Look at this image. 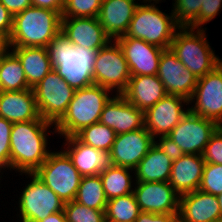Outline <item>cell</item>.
Returning <instances> with one entry per match:
<instances>
[{
    "label": "cell",
    "instance_id": "cell-1",
    "mask_svg": "<svg viewBox=\"0 0 222 222\" xmlns=\"http://www.w3.org/2000/svg\"><path fill=\"white\" fill-rule=\"evenodd\" d=\"M50 129H52L50 131ZM57 135L55 124L42 119L15 122L10 137V172L34 173L48 158L49 135ZM49 144V146H48ZM51 149V150H50Z\"/></svg>",
    "mask_w": 222,
    "mask_h": 222
},
{
    "label": "cell",
    "instance_id": "cell-2",
    "mask_svg": "<svg viewBox=\"0 0 222 222\" xmlns=\"http://www.w3.org/2000/svg\"><path fill=\"white\" fill-rule=\"evenodd\" d=\"M46 49L52 68L72 88L76 90L94 84L93 65L96 50L74 46L62 32Z\"/></svg>",
    "mask_w": 222,
    "mask_h": 222
},
{
    "label": "cell",
    "instance_id": "cell-3",
    "mask_svg": "<svg viewBox=\"0 0 222 222\" xmlns=\"http://www.w3.org/2000/svg\"><path fill=\"white\" fill-rule=\"evenodd\" d=\"M62 11L28 7L14 16L8 47H47L61 32Z\"/></svg>",
    "mask_w": 222,
    "mask_h": 222
},
{
    "label": "cell",
    "instance_id": "cell-4",
    "mask_svg": "<svg viewBox=\"0 0 222 222\" xmlns=\"http://www.w3.org/2000/svg\"><path fill=\"white\" fill-rule=\"evenodd\" d=\"M114 94L100 85L76 89L67 112L55 124L56 134L75 136L83 128L99 122L104 105Z\"/></svg>",
    "mask_w": 222,
    "mask_h": 222
},
{
    "label": "cell",
    "instance_id": "cell-5",
    "mask_svg": "<svg viewBox=\"0 0 222 222\" xmlns=\"http://www.w3.org/2000/svg\"><path fill=\"white\" fill-rule=\"evenodd\" d=\"M161 2L142 1L136 8L125 35L147 43L169 49L175 32L180 28L174 14L163 12L157 4Z\"/></svg>",
    "mask_w": 222,
    "mask_h": 222
},
{
    "label": "cell",
    "instance_id": "cell-6",
    "mask_svg": "<svg viewBox=\"0 0 222 222\" xmlns=\"http://www.w3.org/2000/svg\"><path fill=\"white\" fill-rule=\"evenodd\" d=\"M206 30L180 27L170 45L180 62L198 79L214 70L219 58L210 46Z\"/></svg>",
    "mask_w": 222,
    "mask_h": 222
},
{
    "label": "cell",
    "instance_id": "cell-7",
    "mask_svg": "<svg viewBox=\"0 0 222 222\" xmlns=\"http://www.w3.org/2000/svg\"><path fill=\"white\" fill-rule=\"evenodd\" d=\"M23 175L25 179L26 177L30 179L24 183L25 186L17 198L19 210L16 217L19 218V222H39L53 213L64 210L65 203L34 173H23Z\"/></svg>",
    "mask_w": 222,
    "mask_h": 222
},
{
    "label": "cell",
    "instance_id": "cell-8",
    "mask_svg": "<svg viewBox=\"0 0 222 222\" xmlns=\"http://www.w3.org/2000/svg\"><path fill=\"white\" fill-rule=\"evenodd\" d=\"M34 174L64 203L75 200L82 175L63 149L52 150Z\"/></svg>",
    "mask_w": 222,
    "mask_h": 222
},
{
    "label": "cell",
    "instance_id": "cell-9",
    "mask_svg": "<svg viewBox=\"0 0 222 222\" xmlns=\"http://www.w3.org/2000/svg\"><path fill=\"white\" fill-rule=\"evenodd\" d=\"M94 84L122 94L131 78L128 63L116 40L109 41L97 51L93 65Z\"/></svg>",
    "mask_w": 222,
    "mask_h": 222
},
{
    "label": "cell",
    "instance_id": "cell-10",
    "mask_svg": "<svg viewBox=\"0 0 222 222\" xmlns=\"http://www.w3.org/2000/svg\"><path fill=\"white\" fill-rule=\"evenodd\" d=\"M36 105L42 119L56 124L67 112L75 89L52 69L33 88Z\"/></svg>",
    "mask_w": 222,
    "mask_h": 222
},
{
    "label": "cell",
    "instance_id": "cell-11",
    "mask_svg": "<svg viewBox=\"0 0 222 222\" xmlns=\"http://www.w3.org/2000/svg\"><path fill=\"white\" fill-rule=\"evenodd\" d=\"M189 111L218 126L222 123V73L217 67L198 79L189 100Z\"/></svg>",
    "mask_w": 222,
    "mask_h": 222
},
{
    "label": "cell",
    "instance_id": "cell-12",
    "mask_svg": "<svg viewBox=\"0 0 222 222\" xmlns=\"http://www.w3.org/2000/svg\"><path fill=\"white\" fill-rule=\"evenodd\" d=\"M218 127L214 121L189 111L167 136L184 154L202 155L210 136Z\"/></svg>",
    "mask_w": 222,
    "mask_h": 222
},
{
    "label": "cell",
    "instance_id": "cell-13",
    "mask_svg": "<svg viewBox=\"0 0 222 222\" xmlns=\"http://www.w3.org/2000/svg\"><path fill=\"white\" fill-rule=\"evenodd\" d=\"M188 112L187 99L167 94L144 112L145 128L154 139L167 136Z\"/></svg>",
    "mask_w": 222,
    "mask_h": 222
},
{
    "label": "cell",
    "instance_id": "cell-14",
    "mask_svg": "<svg viewBox=\"0 0 222 222\" xmlns=\"http://www.w3.org/2000/svg\"><path fill=\"white\" fill-rule=\"evenodd\" d=\"M157 76L166 94L180 96L188 101L196 88L198 78L176 57L172 50L164 49L159 61Z\"/></svg>",
    "mask_w": 222,
    "mask_h": 222
},
{
    "label": "cell",
    "instance_id": "cell-15",
    "mask_svg": "<svg viewBox=\"0 0 222 222\" xmlns=\"http://www.w3.org/2000/svg\"><path fill=\"white\" fill-rule=\"evenodd\" d=\"M154 143L145 127L117 134L110 151L113 165L134 170Z\"/></svg>",
    "mask_w": 222,
    "mask_h": 222
},
{
    "label": "cell",
    "instance_id": "cell-16",
    "mask_svg": "<svg viewBox=\"0 0 222 222\" xmlns=\"http://www.w3.org/2000/svg\"><path fill=\"white\" fill-rule=\"evenodd\" d=\"M133 193L141 212L179 213V195L169 182H135Z\"/></svg>",
    "mask_w": 222,
    "mask_h": 222
},
{
    "label": "cell",
    "instance_id": "cell-17",
    "mask_svg": "<svg viewBox=\"0 0 222 222\" xmlns=\"http://www.w3.org/2000/svg\"><path fill=\"white\" fill-rule=\"evenodd\" d=\"M115 40L123 51L131 76L157 75L164 49L132 37H118Z\"/></svg>",
    "mask_w": 222,
    "mask_h": 222
},
{
    "label": "cell",
    "instance_id": "cell-18",
    "mask_svg": "<svg viewBox=\"0 0 222 222\" xmlns=\"http://www.w3.org/2000/svg\"><path fill=\"white\" fill-rule=\"evenodd\" d=\"M99 122L116 134L145 127L144 111L127 101L121 94H114L104 105Z\"/></svg>",
    "mask_w": 222,
    "mask_h": 222
},
{
    "label": "cell",
    "instance_id": "cell-19",
    "mask_svg": "<svg viewBox=\"0 0 222 222\" xmlns=\"http://www.w3.org/2000/svg\"><path fill=\"white\" fill-rule=\"evenodd\" d=\"M61 146L71 158L74 167L82 176L99 175L113 166L110 152L102 151L81 142L76 136L64 137Z\"/></svg>",
    "mask_w": 222,
    "mask_h": 222
},
{
    "label": "cell",
    "instance_id": "cell-20",
    "mask_svg": "<svg viewBox=\"0 0 222 222\" xmlns=\"http://www.w3.org/2000/svg\"><path fill=\"white\" fill-rule=\"evenodd\" d=\"M61 32L74 46L98 51L112 39L105 33L97 17L62 18Z\"/></svg>",
    "mask_w": 222,
    "mask_h": 222
},
{
    "label": "cell",
    "instance_id": "cell-21",
    "mask_svg": "<svg viewBox=\"0 0 222 222\" xmlns=\"http://www.w3.org/2000/svg\"><path fill=\"white\" fill-rule=\"evenodd\" d=\"M178 217L183 222H221L217 196L195 190L179 197Z\"/></svg>",
    "mask_w": 222,
    "mask_h": 222
},
{
    "label": "cell",
    "instance_id": "cell-22",
    "mask_svg": "<svg viewBox=\"0 0 222 222\" xmlns=\"http://www.w3.org/2000/svg\"><path fill=\"white\" fill-rule=\"evenodd\" d=\"M141 0H102L98 20L112 39L125 35Z\"/></svg>",
    "mask_w": 222,
    "mask_h": 222
},
{
    "label": "cell",
    "instance_id": "cell-23",
    "mask_svg": "<svg viewBox=\"0 0 222 222\" xmlns=\"http://www.w3.org/2000/svg\"><path fill=\"white\" fill-rule=\"evenodd\" d=\"M205 161L200 154H184L172 162L170 185L181 196L198 190Z\"/></svg>",
    "mask_w": 222,
    "mask_h": 222
},
{
    "label": "cell",
    "instance_id": "cell-24",
    "mask_svg": "<svg viewBox=\"0 0 222 222\" xmlns=\"http://www.w3.org/2000/svg\"><path fill=\"white\" fill-rule=\"evenodd\" d=\"M32 89L0 91V117L12 123L36 120L39 117Z\"/></svg>",
    "mask_w": 222,
    "mask_h": 222
},
{
    "label": "cell",
    "instance_id": "cell-25",
    "mask_svg": "<svg viewBox=\"0 0 222 222\" xmlns=\"http://www.w3.org/2000/svg\"><path fill=\"white\" fill-rule=\"evenodd\" d=\"M121 95L145 112L167 94L157 75H137L131 76L126 90Z\"/></svg>",
    "mask_w": 222,
    "mask_h": 222
},
{
    "label": "cell",
    "instance_id": "cell-26",
    "mask_svg": "<svg viewBox=\"0 0 222 222\" xmlns=\"http://www.w3.org/2000/svg\"><path fill=\"white\" fill-rule=\"evenodd\" d=\"M18 57L27 83L34 88L53 68L45 47H9Z\"/></svg>",
    "mask_w": 222,
    "mask_h": 222
},
{
    "label": "cell",
    "instance_id": "cell-27",
    "mask_svg": "<svg viewBox=\"0 0 222 222\" xmlns=\"http://www.w3.org/2000/svg\"><path fill=\"white\" fill-rule=\"evenodd\" d=\"M172 162L154 143L134 169L135 182H168Z\"/></svg>",
    "mask_w": 222,
    "mask_h": 222
},
{
    "label": "cell",
    "instance_id": "cell-28",
    "mask_svg": "<svg viewBox=\"0 0 222 222\" xmlns=\"http://www.w3.org/2000/svg\"><path fill=\"white\" fill-rule=\"evenodd\" d=\"M134 170L113 165L99 175L107 200L133 193L135 185Z\"/></svg>",
    "mask_w": 222,
    "mask_h": 222
},
{
    "label": "cell",
    "instance_id": "cell-29",
    "mask_svg": "<svg viewBox=\"0 0 222 222\" xmlns=\"http://www.w3.org/2000/svg\"><path fill=\"white\" fill-rule=\"evenodd\" d=\"M32 89L28 83L18 57L8 49L0 61V91H22Z\"/></svg>",
    "mask_w": 222,
    "mask_h": 222
},
{
    "label": "cell",
    "instance_id": "cell-30",
    "mask_svg": "<svg viewBox=\"0 0 222 222\" xmlns=\"http://www.w3.org/2000/svg\"><path fill=\"white\" fill-rule=\"evenodd\" d=\"M74 201L95 210H106L108 200L100 175L82 176Z\"/></svg>",
    "mask_w": 222,
    "mask_h": 222
},
{
    "label": "cell",
    "instance_id": "cell-31",
    "mask_svg": "<svg viewBox=\"0 0 222 222\" xmlns=\"http://www.w3.org/2000/svg\"><path fill=\"white\" fill-rule=\"evenodd\" d=\"M140 213L134 193L108 200L105 210L106 221L134 222Z\"/></svg>",
    "mask_w": 222,
    "mask_h": 222
},
{
    "label": "cell",
    "instance_id": "cell-32",
    "mask_svg": "<svg viewBox=\"0 0 222 222\" xmlns=\"http://www.w3.org/2000/svg\"><path fill=\"white\" fill-rule=\"evenodd\" d=\"M116 133L101 122H96L83 128L75 136L84 144L93 148L110 152L116 138Z\"/></svg>",
    "mask_w": 222,
    "mask_h": 222
},
{
    "label": "cell",
    "instance_id": "cell-33",
    "mask_svg": "<svg viewBox=\"0 0 222 222\" xmlns=\"http://www.w3.org/2000/svg\"><path fill=\"white\" fill-rule=\"evenodd\" d=\"M66 222H105V210H95L70 201L64 205Z\"/></svg>",
    "mask_w": 222,
    "mask_h": 222
},
{
    "label": "cell",
    "instance_id": "cell-34",
    "mask_svg": "<svg viewBox=\"0 0 222 222\" xmlns=\"http://www.w3.org/2000/svg\"><path fill=\"white\" fill-rule=\"evenodd\" d=\"M172 12L180 27H189L199 16L204 0H172Z\"/></svg>",
    "mask_w": 222,
    "mask_h": 222
},
{
    "label": "cell",
    "instance_id": "cell-35",
    "mask_svg": "<svg viewBox=\"0 0 222 222\" xmlns=\"http://www.w3.org/2000/svg\"><path fill=\"white\" fill-rule=\"evenodd\" d=\"M102 0H67L64 3L62 18L98 17Z\"/></svg>",
    "mask_w": 222,
    "mask_h": 222
},
{
    "label": "cell",
    "instance_id": "cell-36",
    "mask_svg": "<svg viewBox=\"0 0 222 222\" xmlns=\"http://www.w3.org/2000/svg\"><path fill=\"white\" fill-rule=\"evenodd\" d=\"M199 190L218 196L222 194V165L205 163Z\"/></svg>",
    "mask_w": 222,
    "mask_h": 222
},
{
    "label": "cell",
    "instance_id": "cell-37",
    "mask_svg": "<svg viewBox=\"0 0 222 222\" xmlns=\"http://www.w3.org/2000/svg\"><path fill=\"white\" fill-rule=\"evenodd\" d=\"M13 123L0 117V172L10 171V137ZM6 169V170H5Z\"/></svg>",
    "mask_w": 222,
    "mask_h": 222
},
{
    "label": "cell",
    "instance_id": "cell-38",
    "mask_svg": "<svg viewBox=\"0 0 222 222\" xmlns=\"http://www.w3.org/2000/svg\"><path fill=\"white\" fill-rule=\"evenodd\" d=\"M222 9V0H204L198 18L189 26L193 29H208L205 24L210 23Z\"/></svg>",
    "mask_w": 222,
    "mask_h": 222
},
{
    "label": "cell",
    "instance_id": "cell-39",
    "mask_svg": "<svg viewBox=\"0 0 222 222\" xmlns=\"http://www.w3.org/2000/svg\"><path fill=\"white\" fill-rule=\"evenodd\" d=\"M205 163L222 165V129L218 127L210 136L209 142L202 153Z\"/></svg>",
    "mask_w": 222,
    "mask_h": 222
},
{
    "label": "cell",
    "instance_id": "cell-40",
    "mask_svg": "<svg viewBox=\"0 0 222 222\" xmlns=\"http://www.w3.org/2000/svg\"><path fill=\"white\" fill-rule=\"evenodd\" d=\"M155 143L172 161L178 160L184 155L181 148H179V146L168 136H160L156 138Z\"/></svg>",
    "mask_w": 222,
    "mask_h": 222
},
{
    "label": "cell",
    "instance_id": "cell-41",
    "mask_svg": "<svg viewBox=\"0 0 222 222\" xmlns=\"http://www.w3.org/2000/svg\"><path fill=\"white\" fill-rule=\"evenodd\" d=\"M14 16L0 2V41L7 43L13 29Z\"/></svg>",
    "mask_w": 222,
    "mask_h": 222
},
{
    "label": "cell",
    "instance_id": "cell-42",
    "mask_svg": "<svg viewBox=\"0 0 222 222\" xmlns=\"http://www.w3.org/2000/svg\"><path fill=\"white\" fill-rule=\"evenodd\" d=\"M178 213H150L141 212L134 222H174Z\"/></svg>",
    "mask_w": 222,
    "mask_h": 222
},
{
    "label": "cell",
    "instance_id": "cell-43",
    "mask_svg": "<svg viewBox=\"0 0 222 222\" xmlns=\"http://www.w3.org/2000/svg\"><path fill=\"white\" fill-rule=\"evenodd\" d=\"M0 2L13 16L32 6L31 0H0Z\"/></svg>",
    "mask_w": 222,
    "mask_h": 222
},
{
    "label": "cell",
    "instance_id": "cell-44",
    "mask_svg": "<svg viewBox=\"0 0 222 222\" xmlns=\"http://www.w3.org/2000/svg\"><path fill=\"white\" fill-rule=\"evenodd\" d=\"M31 4L34 7H40L54 11H63L64 6L60 0H31Z\"/></svg>",
    "mask_w": 222,
    "mask_h": 222
},
{
    "label": "cell",
    "instance_id": "cell-45",
    "mask_svg": "<svg viewBox=\"0 0 222 222\" xmlns=\"http://www.w3.org/2000/svg\"><path fill=\"white\" fill-rule=\"evenodd\" d=\"M39 222H66L64 211L53 213Z\"/></svg>",
    "mask_w": 222,
    "mask_h": 222
},
{
    "label": "cell",
    "instance_id": "cell-46",
    "mask_svg": "<svg viewBox=\"0 0 222 222\" xmlns=\"http://www.w3.org/2000/svg\"><path fill=\"white\" fill-rule=\"evenodd\" d=\"M9 49L8 45L4 42L0 43V61L1 58L3 57V55L5 54V52Z\"/></svg>",
    "mask_w": 222,
    "mask_h": 222
},
{
    "label": "cell",
    "instance_id": "cell-47",
    "mask_svg": "<svg viewBox=\"0 0 222 222\" xmlns=\"http://www.w3.org/2000/svg\"><path fill=\"white\" fill-rule=\"evenodd\" d=\"M217 68L222 73V58H220V57L218 58V61H217Z\"/></svg>",
    "mask_w": 222,
    "mask_h": 222
},
{
    "label": "cell",
    "instance_id": "cell-48",
    "mask_svg": "<svg viewBox=\"0 0 222 222\" xmlns=\"http://www.w3.org/2000/svg\"><path fill=\"white\" fill-rule=\"evenodd\" d=\"M217 198L219 201L220 212H221V217H222V194L218 195Z\"/></svg>",
    "mask_w": 222,
    "mask_h": 222
},
{
    "label": "cell",
    "instance_id": "cell-49",
    "mask_svg": "<svg viewBox=\"0 0 222 222\" xmlns=\"http://www.w3.org/2000/svg\"><path fill=\"white\" fill-rule=\"evenodd\" d=\"M142 1H153V2H163L164 1L165 2L166 0H163V1L162 0H142Z\"/></svg>",
    "mask_w": 222,
    "mask_h": 222
},
{
    "label": "cell",
    "instance_id": "cell-50",
    "mask_svg": "<svg viewBox=\"0 0 222 222\" xmlns=\"http://www.w3.org/2000/svg\"><path fill=\"white\" fill-rule=\"evenodd\" d=\"M3 176H4V174H2L1 172H0V183H1V181H3Z\"/></svg>",
    "mask_w": 222,
    "mask_h": 222
},
{
    "label": "cell",
    "instance_id": "cell-51",
    "mask_svg": "<svg viewBox=\"0 0 222 222\" xmlns=\"http://www.w3.org/2000/svg\"><path fill=\"white\" fill-rule=\"evenodd\" d=\"M174 222H183L179 217Z\"/></svg>",
    "mask_w": 222,
    "mask_h": 222
},
{
    "label": "cell",
    "instance_id": "cell-52",
    "mask_svg": "<svg viewBox=\"0 0 222 222\" xmlns=\"http://www.w3.org/2000/svg\"><path fill=\"white\" fill-rule=\"evenodd\" d=\"M63 4L67 1V0H60Z\"/></svg>",
    "mask_w": 222,
    "mask_h": 222
}]
</instances>
